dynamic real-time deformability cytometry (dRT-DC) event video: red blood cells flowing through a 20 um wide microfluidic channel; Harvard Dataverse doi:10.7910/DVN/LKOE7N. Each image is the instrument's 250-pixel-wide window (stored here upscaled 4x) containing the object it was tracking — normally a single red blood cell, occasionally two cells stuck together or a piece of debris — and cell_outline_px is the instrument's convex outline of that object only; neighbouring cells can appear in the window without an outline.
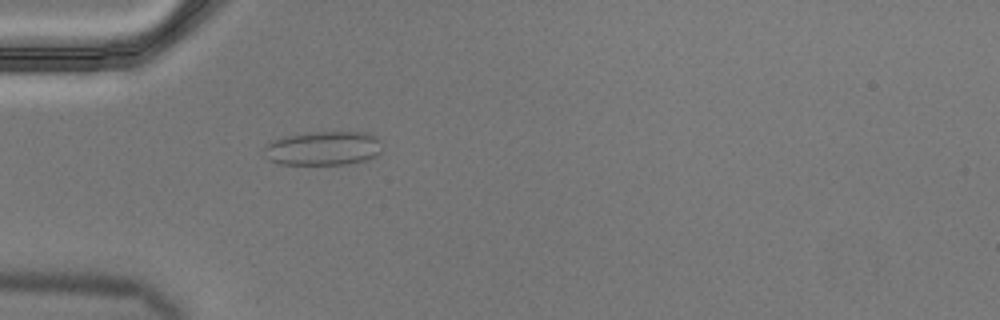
{"species": "Egyptian fruit bat (a non-hibernating species)", "species_latin": "Rousettus aegyptiacus", "temperature_condition": "cold", "stored_images_in_passage": 56, "camera_frame_rate_fps": 3000, "um_per_image_px": 0.085, "animal": {"sex": "male"}, "frame": {"image": 1, "passage_image": 17, "time_ms": 5.333, "image_size_px": [1000, 320], "cell_outline_px": [[380, 152], [376, 156], [364, 160], [344, 164], [280, 164], [268, 160], [264, 156], [264, 148], [272, 140], [284, 136], [308, 132], [368, 132], [376, 136], [380, 140]], "centroid_in_image_um": [27.45, 12.59], "position_along_channel_um": 57.5, "area_um2": 23.52}}